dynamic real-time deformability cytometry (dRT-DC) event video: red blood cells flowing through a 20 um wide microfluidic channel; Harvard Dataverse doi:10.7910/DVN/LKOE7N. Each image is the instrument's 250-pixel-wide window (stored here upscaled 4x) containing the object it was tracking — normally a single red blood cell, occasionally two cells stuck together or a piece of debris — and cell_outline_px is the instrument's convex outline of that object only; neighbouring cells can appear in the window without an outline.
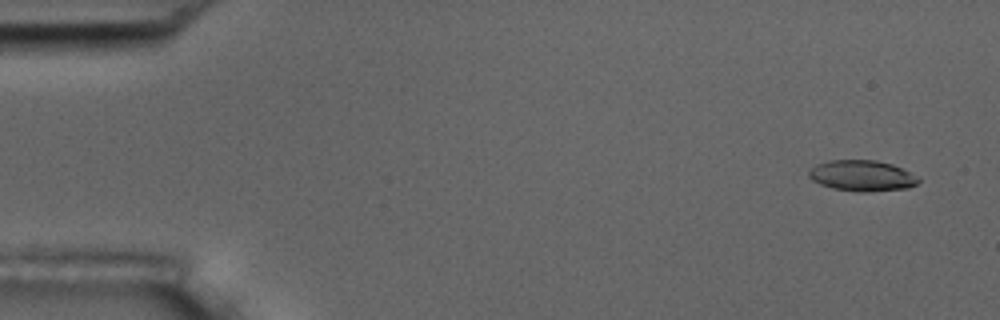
{"species": "common noctule bat (a hibernating species)", "species_latin": "Nyctalus noctula", "temperature_condition": "room temperature", "stored_images_in_passage": 4, "camera_frame_rate_fps": 3000, "um_per_image_px": 0.085, "animal": {"sex": "male", "body_mass_g": 17.5, "forearm_length_mm": 52.3}, "frame": {"image": 1, "passage_image": 1, "time_ms": 0.0, "image_size_px": [1000, 320], "cell_outline_px": [[920, 180], [916, 184], [908, 188], [864, 192], [860, 192], [832, 188], [820, 184], [812, 180], [808, 176], [808, 172], [816, 164], [828, 160], [876, 160], [892, 164], [920, 176]], "centroid_in_image_um": [73.29, 14.93], "position_along_channel_um": 11.7, "area_um2": 19.83}}